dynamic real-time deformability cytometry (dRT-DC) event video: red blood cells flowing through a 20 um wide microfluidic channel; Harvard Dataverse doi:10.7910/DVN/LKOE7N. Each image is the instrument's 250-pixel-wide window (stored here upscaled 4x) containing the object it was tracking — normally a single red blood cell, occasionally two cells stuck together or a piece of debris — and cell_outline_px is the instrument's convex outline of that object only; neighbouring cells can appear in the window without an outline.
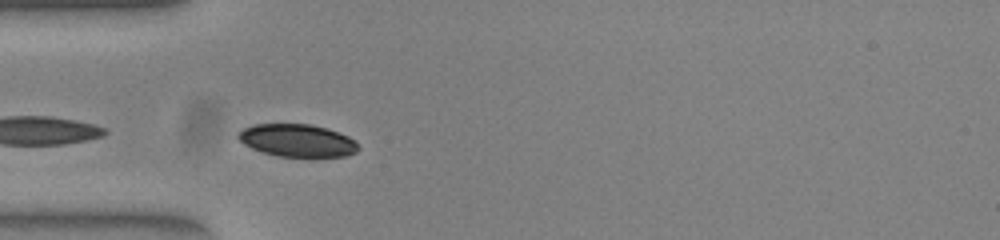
{"species": "common noctule bat (a hibernating species)", "species_latin": "Nyctalus noctula", "temperature_condition": "warm", "stored_images_in_passage": 28, "camera_frame_rate_fps": 3000, "um_per_image_px": 0.085, "animal": {"sex": "female", "body_mass_g": 23.0, "forearm_length_mm": 53.4}, "frame": {"image": 1, "passage_image": 1, "time_ms": 0.0, "image_size_px": [1000, 240], "cell_outline_px": [[360, 148], [356, 152], [344, 156], [276, 156], [252, 148], [244, 144], [236, 136], [236, 132], [244, 128], [256, 124], [308, 124], [328, 128], [348, 136], [356, 140]], "centroid_in_image_um": [25.27, 11.93], "position_along_channel_um": 59.7, "area_um2": 22.77}}
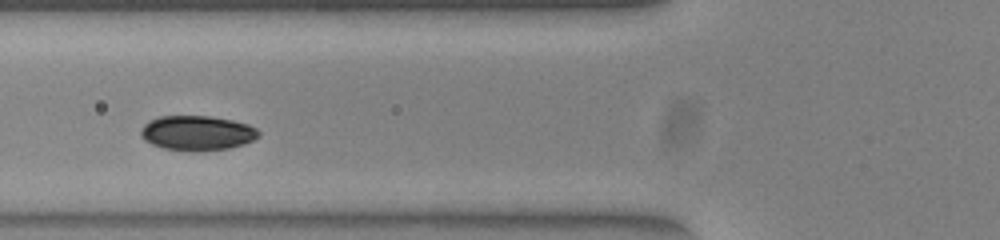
{"frame": {"image": 2, "passage_image": 5, "time_ms": 1.333, "image_size_px": [1000, 240], "cell_outline_px": [[260, 136], [244, 144], [228, 148], [164, 148], [152, 144], [144, 140], [140, 136], [140, 132], [144, 124], [148, 120], [160, 116], [208, 116], [232, 120], [248, 124], [256, 128], [260, 132]], "centroid_in_image_um": [16.75, 11.25], "position_along_channel_um": 109.1, "area_um2": 23.06}, "authors_computed_cell_mechanics": {"area_um2": 19.1029, "velocity_mm_per_s": 3.9033, "shape_relaxation_time_tau1_ms": null, "shape_relaxation_time_tau2_ms": 6.7949, "deformation_change_tau1": null, "deformation_change_tau2": 0.1697}}